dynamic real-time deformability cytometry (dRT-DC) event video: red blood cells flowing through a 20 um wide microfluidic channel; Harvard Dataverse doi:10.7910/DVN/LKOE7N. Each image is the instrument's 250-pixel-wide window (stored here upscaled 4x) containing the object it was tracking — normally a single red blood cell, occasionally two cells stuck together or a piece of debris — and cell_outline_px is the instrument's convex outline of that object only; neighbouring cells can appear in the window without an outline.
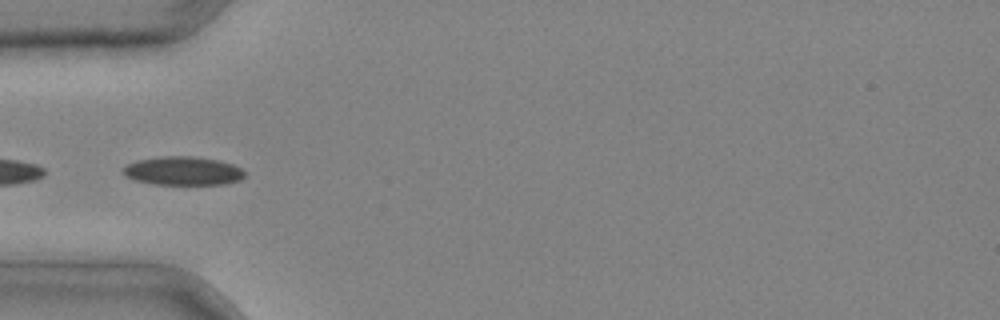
{"species": "common noctule bat (a hibernating species)", "species_latin": "Nyctalus noctula", "temperature_condition": "cold", "stored_images_in_passage": 3, "camera_frame_rate_fps": 3000, "um_per_image_px": 0.085, "animal": {"sex": "male", "body_mass_g": 20.4}, "frame": {"image": 1, "passage_image": 3, "time_ms": 0.667, "image_size_px": [1000, 320], "cell_outline_px": [[244, 176], [240, 180], [224, 184], [152, 184], [136, 180], [124, 176], [120, 172], [120, 168], [136, 160], [160, 156], [192, 156], [220, 160], [232, 164], [240, 168], [244, 172]], "centroid_in_image_um": [15.49, 14.52], "position_along_channel_um": 69.5, "area_um2": 20.46}}